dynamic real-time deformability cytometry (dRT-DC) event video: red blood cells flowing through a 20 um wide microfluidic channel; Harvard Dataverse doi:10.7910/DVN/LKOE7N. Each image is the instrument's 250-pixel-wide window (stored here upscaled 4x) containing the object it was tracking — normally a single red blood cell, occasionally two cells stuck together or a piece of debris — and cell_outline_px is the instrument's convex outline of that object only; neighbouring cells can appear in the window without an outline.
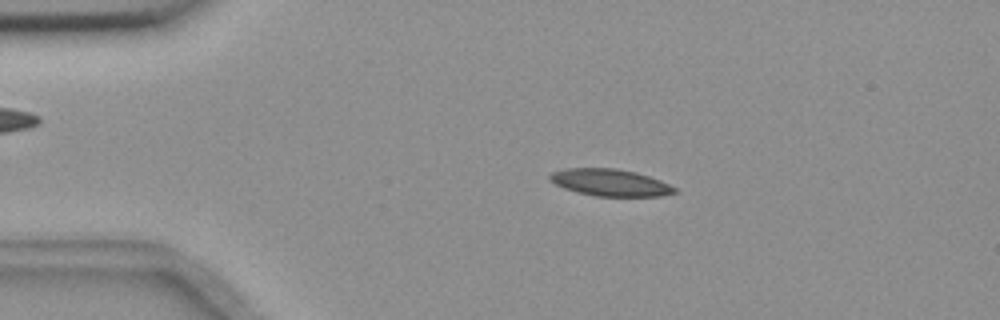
{"species": "common noctule bat (a hibernating species)", "species_latin": "Nyctalus noctula", "temperature_condition": "room temperature", "stored_images_in_passage": 54, "camera_frame_rate_fps": 3000, "um_per_image_px": 0.085, "animal": {"sex": "female", "body_mass_g": 18.4}, "frame": {"image": 1, "passage_image": 10, "time_ms": 3.0, "image_size_px": [1000, 320], "cell_outline_px": [[676, 192], [660, 196], [596, 196], [564, 188], [548, 180], [548, 176], [552, 172], [564, 168], [616, 168], [636, 172], [660, 180], [676, 188]], "centroid_in_image_um": [51.84, 15.5], "position_along_channel_um": 33.2, "area_um2": 19.48}}
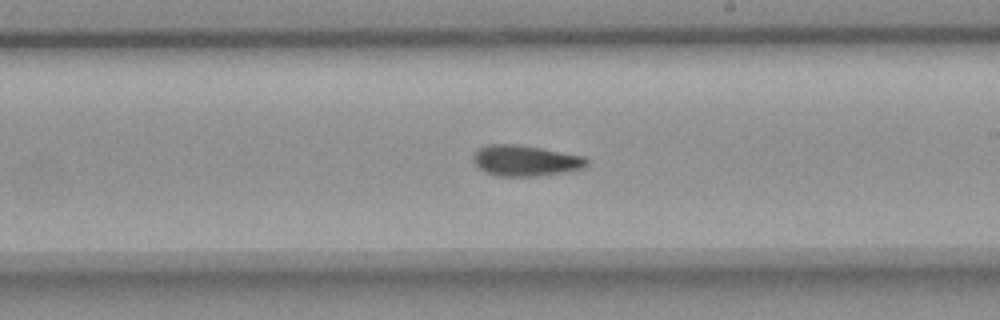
{"frame": {"image": 2, "passage_image": 31, "time_ms": 10.0, "image_size_px": [1000, 320], "cell_outline_px": [[588, 164], [580, 168], [564, 172], [536, 176], [500, 176], [484, 172], [476, 168], [472, 160], [472, 156], [480, 148], [488, 144], [516, 144], [540, 148], [584, 156], [588, 160]], "centroid_in_image_um": [44.6, 13.65], "position_along_channel_um": 244.4, "area_um2": 20.35}}
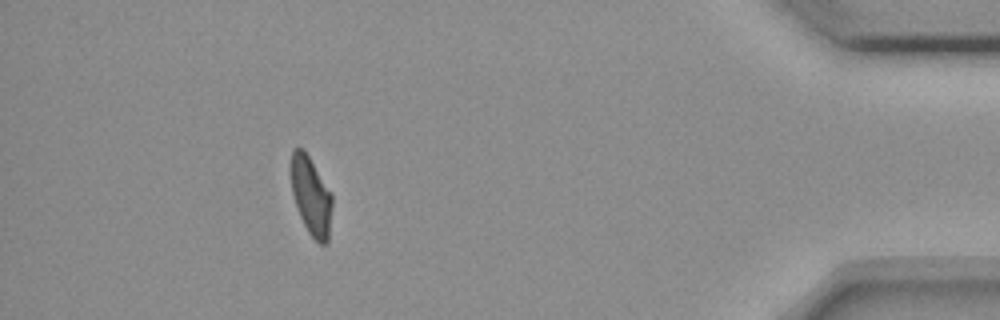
{"frame": {"image": 3, "passage_image": 49, "time_ms": 16.0, "image_size_px": [1000, 320], "cell_outline_px": [[332, 204], [328, 244], [320, 244], [308, 232], [300, 216], [292, 192], [288, 168], [292, 148], [304, 148], [332, 196]], "centroid_in_image_um": [26.39, 16.61], "position_along_channel_um": 408.8, "area_um2": 18.96}, "authors_computed_cell_mechanics": {"area_um2": 19.941, "velocity_mm_per_s": 3.655, "shape_relaxation_time_tau1_ms": null, "shape_relaxation_time_tau2_ms": 5.6065, "deformation_change_tau1": null, "deformation_change_tau2": 0.121}}